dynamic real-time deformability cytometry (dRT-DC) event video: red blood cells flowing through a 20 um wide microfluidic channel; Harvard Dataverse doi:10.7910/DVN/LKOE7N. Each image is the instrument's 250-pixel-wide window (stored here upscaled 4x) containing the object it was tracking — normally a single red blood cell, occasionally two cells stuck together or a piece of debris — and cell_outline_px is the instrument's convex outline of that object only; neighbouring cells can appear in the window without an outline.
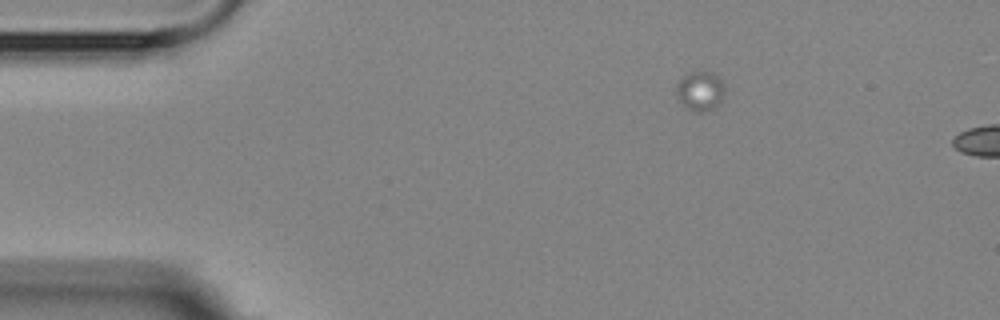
{"species": "Egyptian fruit bat (a non-hibernating species)", "species_latin": "Rousettus aegyptiacus", "temperature_condition": "room temperature", "stored_images_in_passage": 5, "camera_frame_rate_fps": 3000, "um_per_image_px": 0.085, "animal": {"sex": "female"}, "frame": {"image": 1, "passage_image": 1, "time_ms": 0.0, "image_size_px": [1000, 320], "cell_outline_px": [[724, 96], [720, 104], [700, 112], [696, 112], [688, 108], [680, 100], [676, 92], [676, 84], [680, 76], [692, 68], [696, 68], [712, 72], [724, 84]], "centroid_in_image_um": [59.49, 7.63], "position_along_channel_um": 25.5, "area_um2": 11.5}}